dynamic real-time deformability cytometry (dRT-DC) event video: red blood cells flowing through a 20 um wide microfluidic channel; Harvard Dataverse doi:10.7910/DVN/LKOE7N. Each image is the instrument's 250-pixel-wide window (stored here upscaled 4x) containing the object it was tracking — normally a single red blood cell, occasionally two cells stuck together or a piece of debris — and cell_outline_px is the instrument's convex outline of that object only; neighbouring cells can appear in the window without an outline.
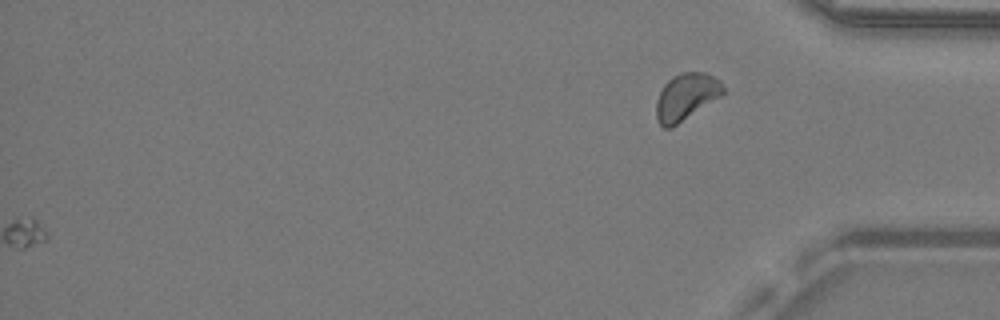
{"species": "common noctule bat (a hibernating species)", "species_latin": "Nyctalus noctula", "temperature_condition": "warm", "stored_images_in_passage": 40, "camera_frame_rate_fps": 3000, "um_per_image_px": 0.085, "animal": {"sex": "male", "body_mass_g": 19.2, "forearm_length_mm": 51.8}, "frame": {"image": 1, "passage_image": 40, "time_ms": 13.0, "image_size_px": [1000, 320], "cell_outline_px": [[724, 92], [720, 96], [672, 128], [664, 128], [660, 124], [656, 116], [656, 100], [664, 84], [672, 76], [680, 72], [704, 72], [720, 80], [724, 88]], "centroid_in_image_um": [58.3, 8.22], "position_along_channel_um": 376.9, "area_um2": 18.15}}